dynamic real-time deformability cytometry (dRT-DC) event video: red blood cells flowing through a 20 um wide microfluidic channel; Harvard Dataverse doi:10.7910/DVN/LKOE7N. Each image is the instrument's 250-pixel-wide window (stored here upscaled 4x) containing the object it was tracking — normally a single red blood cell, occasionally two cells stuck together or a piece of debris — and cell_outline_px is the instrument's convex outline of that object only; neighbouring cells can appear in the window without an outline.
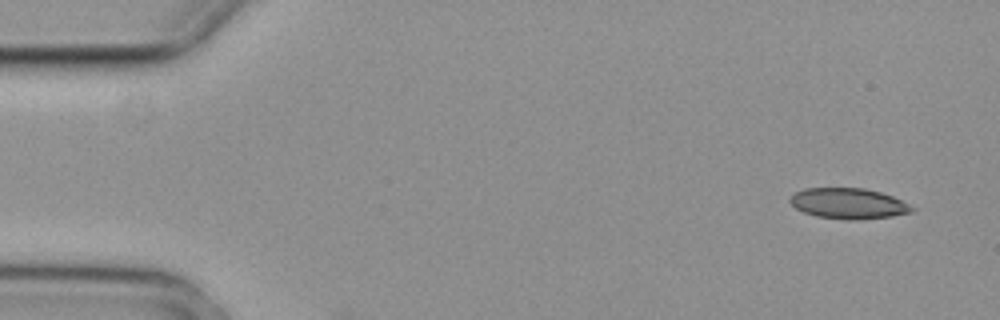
{"species": "common noctule bat (a hibernating species)", "species_latin": "Nyctalus noctula", "temperature_condition": "cold", "stored_images_in_passage": 5, "camera_frame_rate_fps": 3000, "um_per_image_px": 0.085, "animal": {"sex": "female", "body_mass_g": 29.2, "forearm_length_mm": 56.3}, "frame": {"image": 1, "passage_image": 1, "time_ms": 0.0, "image_size_px": [1000, 320], "cell_outline_px": [[916, 208], [912, 212], [892, 216], [856, 220], [848, 220], [816, 216], [804, 212], [796, 208], [788, 200], [796, 192], [804, 188], [864, 188], [880, 192], [892, 196]], "centroid_in_image_um": [72.12, 17.3], "position_along_channel_um": 12.9, "area_um2": 21.68}}
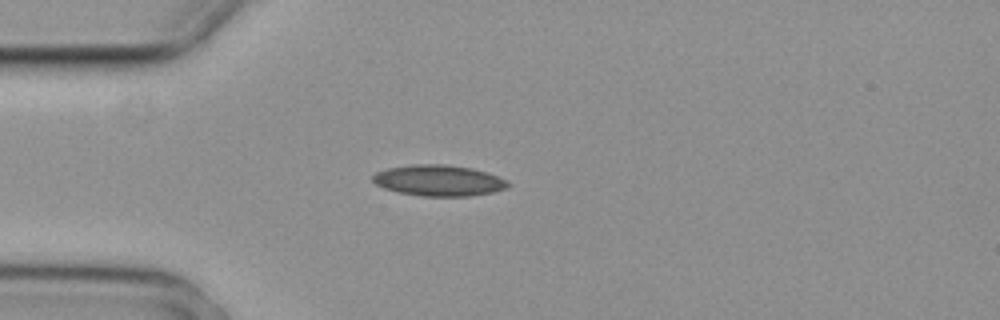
{"frame": {"image": 2, "passage_image": 4, "time_ms": 1.0, "image_size_px": [1000, 320], "cell_outline_px": [[512, 184], [508, 188], [492, 192], [468, 196], [420, 196], [396, 192], [384, 188], [376, 184], [372, 180], [372, 176], [376, 172], [388, 168], [412, 164], [444, 164], [472, 168], [496, 176]], "centroid_in_image_um": [37.26, 15.34], "position_along_channel_um": 47.7, "area_um2": 24.39}}